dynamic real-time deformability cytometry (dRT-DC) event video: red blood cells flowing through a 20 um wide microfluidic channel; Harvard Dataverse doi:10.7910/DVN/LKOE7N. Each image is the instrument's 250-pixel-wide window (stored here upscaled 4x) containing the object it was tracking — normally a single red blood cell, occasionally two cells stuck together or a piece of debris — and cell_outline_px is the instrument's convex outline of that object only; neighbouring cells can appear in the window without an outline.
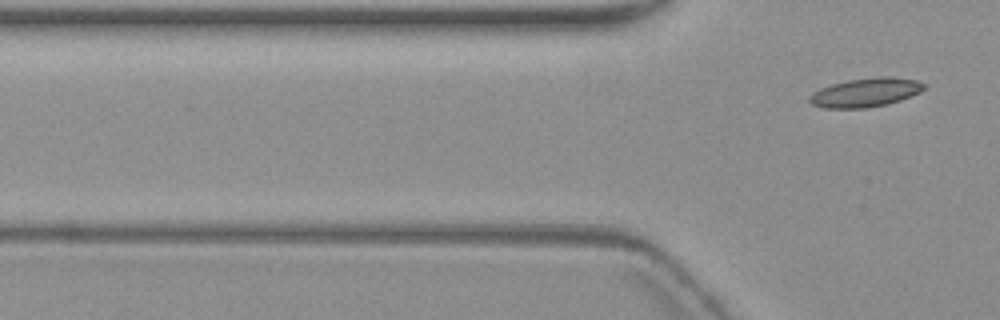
{"species": "common noctule bat (a hibernating species)", "species_latin": "Nyctalus noctula", "temperature_condition": "warm", "stored_images_in_passage": 5, "segment_of_instrument_passage": [2, 2], "camera_frame_rate_fps": 3000, "um_per_image_px": 0.085, "animal": {"sex": "female", "body_mass_g": 19.3, "forearm_length_mm": 54.1}, "frame": {"image": 1, "passage_image": 5, "time_ms": 5.667, "image_size_px": [1000, 320], "cell_outline_px": [[928, 84], [920, 92], [912, 96], [888, 104], [864, 108], [824, 108], [812, 104], [808, 100], [808, 96], [812, 92], [820, 88], [832, 84], [848, 80], [880, 76], [892, 76], [916, 80]], "centroid_in_image_um": [73.58, 7.85], "position_along_channel_um": 52.2, "area_um2": 19.48}}